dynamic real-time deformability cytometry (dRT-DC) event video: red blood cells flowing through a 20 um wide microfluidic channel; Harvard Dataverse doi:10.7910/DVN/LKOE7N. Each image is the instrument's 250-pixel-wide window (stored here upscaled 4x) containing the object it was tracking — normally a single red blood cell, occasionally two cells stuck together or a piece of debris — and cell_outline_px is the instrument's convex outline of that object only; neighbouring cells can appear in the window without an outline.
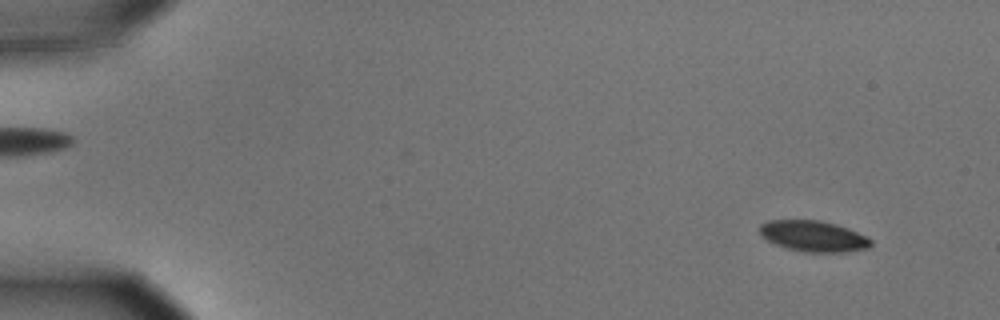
{"species": "common noctule bat (a hibernating species)", "species_latin": "Nyctalus noctula", "temperature_condition": "cold", "stored_images_in_passage": 55, "camera_frame_rate_fps": 3000, "um_per_image_px": 0.085, "animal": {"sex": "male", "body_mass_g": 15.6}, "frame": {"image": 1, "passage_image": 2, "time_ms": 0.333, "image_size_px": [1000, 320], "cell_outline_px": [[872, 244], [868, 248], [844, 252], [804, 252], [788, 248], [776, 244], [768, 240], [760, 232], [760, 224], [768, 220], [820, 220], [836, 224], [848, 228], [872, 240]], "centroid_in_image_um": [69.15, 20.07], "position_along_channel_um": 15.9, "area_um2": 19.83}}
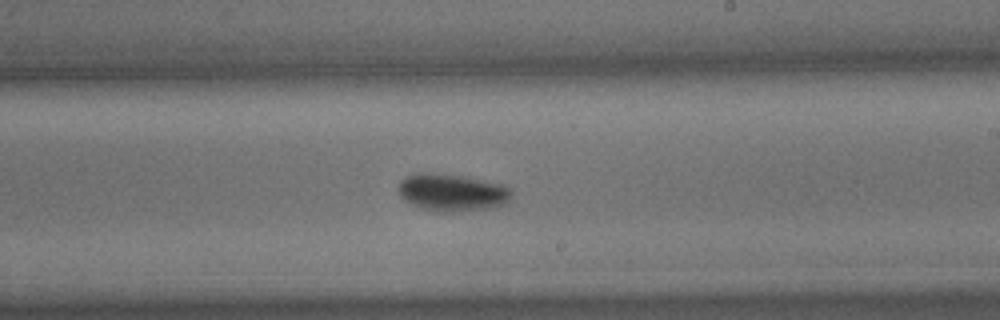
{"frame": {"image": 2, "passage_image": 32, "time_ms": 10.333, "image_size_px": [1000, 320], "cell_outline_px": [[512, 192], [508, 204], [492, 208], [460, 212], [436, 212], [412, 204], [404, 200], [400, 196], [400, 180], [404, 176], [420, 172], [424, 172], [464, 176], [500, 184], [508, 188]], "centroid_in_image_um": [38.44, 16.37], "position_along_channel_um": 250.6, "area_um2": 24.74}}
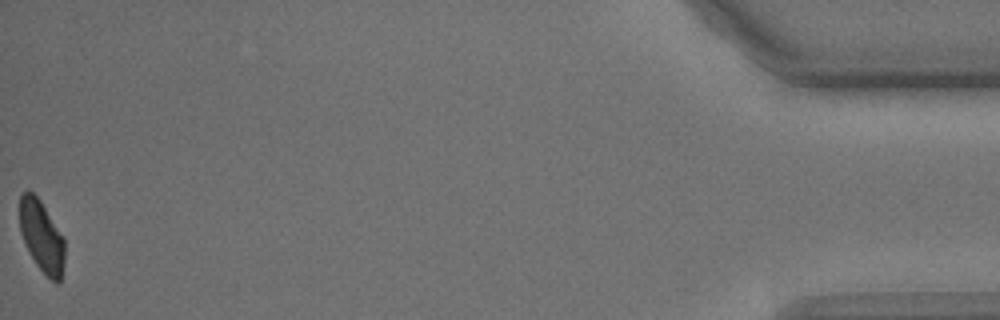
{"frame": {"image": 3, "passage_image": 55, "time_ms": 18.0, "image_size_px": [1000, 320], "cell_outline_px": [[64, 264], [60, 280], [56, 284], [36, 264], [20, 232], [20, 196], [24, 192], [32, 192], [40, 200], [64, 236]], "centroid_in_image_um": [3.56, 20.08], "position_along_channel_um": 431.6, "area_um2": 18.44}, "authors_computed_cell_mechanics": {"area_um2": 21.1548, "velocity_mm_per_s": 3.5276, "shape_relaxation_time_tau1_ms": 5.3717, "shape_relaxation_time_tau2_ms": null, "deformation_change_tau1": 0.1149, "deformation_change_tau2": null}}